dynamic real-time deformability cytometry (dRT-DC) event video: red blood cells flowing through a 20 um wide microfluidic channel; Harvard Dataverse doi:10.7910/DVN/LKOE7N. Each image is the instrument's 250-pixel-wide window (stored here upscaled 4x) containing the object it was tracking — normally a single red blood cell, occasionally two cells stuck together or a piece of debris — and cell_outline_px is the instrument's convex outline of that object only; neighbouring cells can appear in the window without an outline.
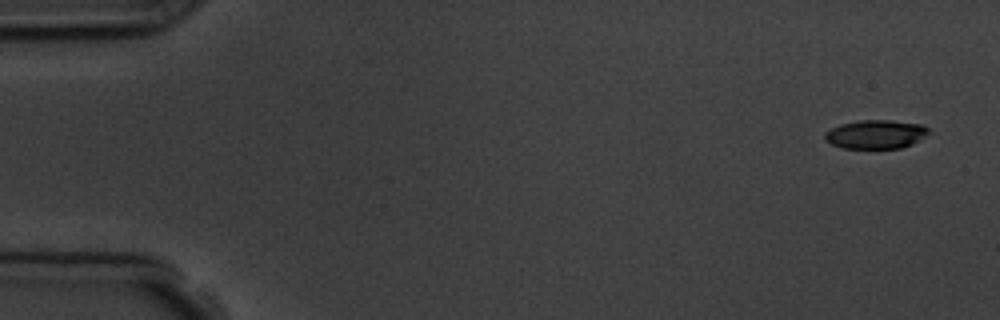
{"species": "common noctule bat (a hibernating species)", "species_latin": "Nyctalus noctula", "temperature_condition": "room temperature", "stored_images_in_passage": 5, "camera_frame_rate_fps": 3000, "um_per_image_px": 0.085, "animal": {"sex": "male", "body_mass_g": 19.5, "forearm_length_mm": 54.6}, "frame": {"image": 1, "passage_image": 1, "time_ms": 0.0, "image_size_px": [1000, 320], "cell_outline_px": [[928, 132], [924, 136], [912, 144], [900, 148], [844, 148], [832, 144], [824, 140], [824, 132], [840, 124], [860, 120], [892, 120], [924, 124], [928, 128]], "centroid_in_image_um": [74.42, 11.4], "position_along_channel_um": 10.6, "area_um2": 17.4}}